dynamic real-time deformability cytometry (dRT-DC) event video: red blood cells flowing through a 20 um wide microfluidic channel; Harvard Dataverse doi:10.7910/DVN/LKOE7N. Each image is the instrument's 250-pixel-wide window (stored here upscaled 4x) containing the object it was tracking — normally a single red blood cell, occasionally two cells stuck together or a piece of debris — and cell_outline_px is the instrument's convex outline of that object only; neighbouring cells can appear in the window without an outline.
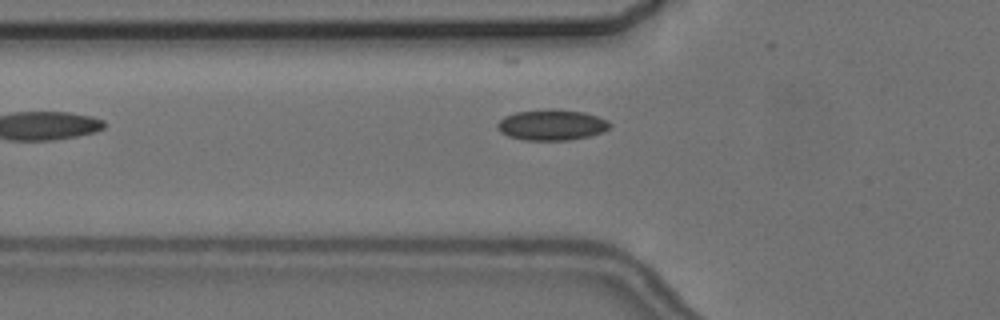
{"species": "common noctule bat (a hibernating species)", "species_latin": "Nyctalus noctula", "temperature_condition": "cold", "stored_images_in_passage": 4, "camera_frame_rate_fps": 3000, "um_per_image_px": 0.085, "animal": {"sex": "female", "body_mass_g": 24.6, "forearm_length_mm": 56.2}, "frame": {"image": 1, "passage_image": 2, "time_ms": 1.333, "image_size_px": [1000, 320], "cell_outline_px": [[612, 124], [608, 128], [600, 132], [588, 136], [568, 140], [524, 140], [508, 136], [500, 132], [496, 128], [496, 124], [504, 116], [516, 112], [548, 108], [552, 108], [584, 112], [608, 120]], "centroid_in_image_um": [46.85, 10.6], "position_along_channel_um": 78.9, "area_um2": 20.23}}